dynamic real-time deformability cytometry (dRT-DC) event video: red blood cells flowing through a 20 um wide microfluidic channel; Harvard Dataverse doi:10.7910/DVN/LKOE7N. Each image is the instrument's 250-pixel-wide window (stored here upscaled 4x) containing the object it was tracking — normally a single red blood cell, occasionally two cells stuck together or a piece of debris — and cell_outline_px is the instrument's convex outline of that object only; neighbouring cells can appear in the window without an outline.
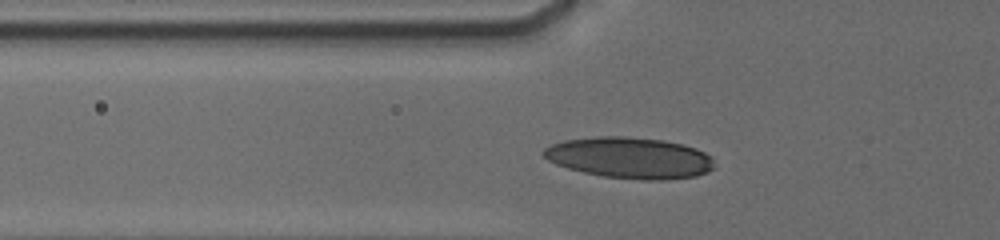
{"species": "human", "species_latin": "Homo sapiens", "temperature_condition": "cold", "stored_images_in_passage": 32, "camera_frame_rate_fps": 3000, "um_per_image_px": 0.085, "donor": {"sex": "male"}, "frame": {"image": 1, "passage_image": 3, "time_ms": 0.333, "image_size_px": [1000, 240], "cell_outline_px": [[712, 168], [708, 172], [696, 176], [668, 180], [644, 180], [604, 176], [584, 172], [568, 168], [556, 164], [548, 160], [540, 152], [544, 148], [552, 144], [564, 140], [596, 136], [624, 136], [664, 140], [696, 148], [712, 156]], "centroid_in_image_um": [53.51, 13.41], "position_along_channel_um": 72.3, "area_um2": 40.98}}
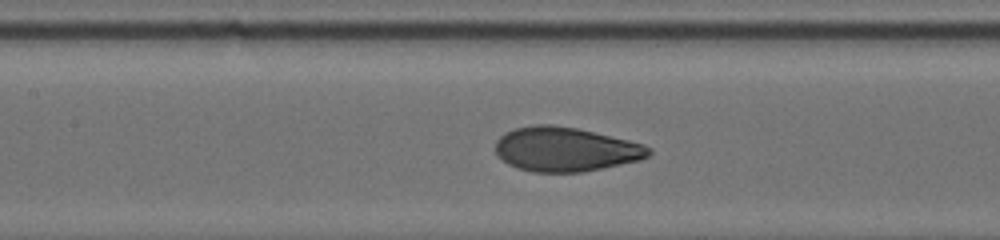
{"frame": {"image": 2, "passage_image": 20, "time_ms": 2.667, "image_size_px": [1000, 240], "cell_outline_px": [[652, 152], [648, 156], [640, 160], [584, 172], [532, 172], [516, 168], [508, 164], [496, 152], [496, 140], [504, 132], [516, 128], [532, 124], [552, 124], [576, 128], [628, 140], [644, 144], [652, 148]], "centroid_in_image_um": [48.07, 12.69], "position_along_channel_um": 159.3, "area_um2": 39.65}}
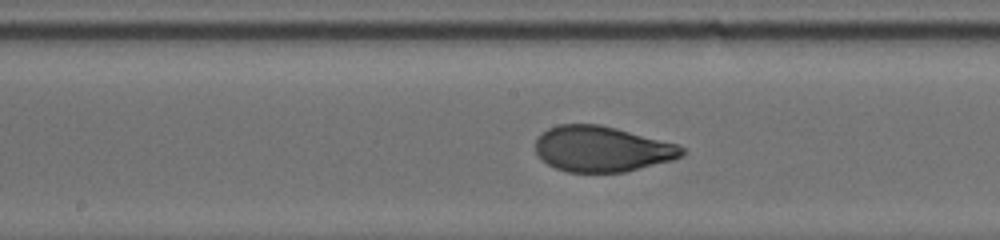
{"frame": {"image": 3, "passage_image": 27, "time_ms": 3.667, "image_size_px": [1000, 240], "cell_outline_px": [[684, 156], [672, 160], [624, 172], [568, 172], [556, 168], [548, 164], [536, 152], [536, 136], [548, 128], [560, 124], [600, 124], [616, 128], [676, 144], [684, 148]], "centroid_in_image_um": [51.15, 12.66], "position_along_channel_um": 197.1, "area_um2": 38.73}}